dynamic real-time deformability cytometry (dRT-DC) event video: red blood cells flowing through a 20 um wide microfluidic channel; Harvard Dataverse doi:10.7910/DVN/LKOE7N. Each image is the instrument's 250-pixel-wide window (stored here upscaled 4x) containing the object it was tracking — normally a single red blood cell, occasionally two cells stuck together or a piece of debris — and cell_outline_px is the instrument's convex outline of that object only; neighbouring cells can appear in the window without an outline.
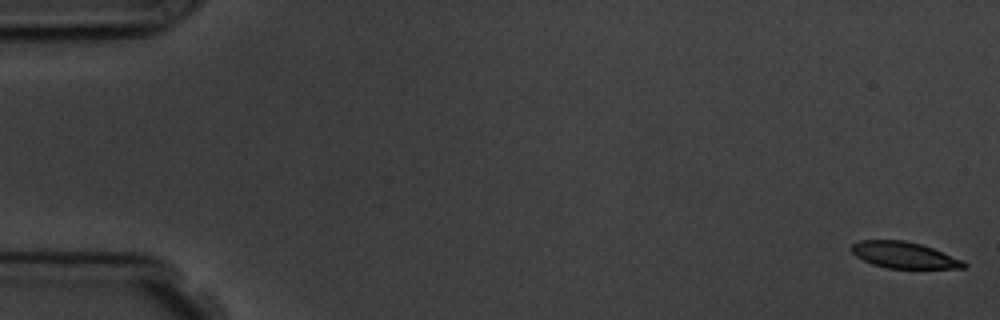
{"species": "common noctule bat (a hibernating species)", "species_latin": "Nyctalus noctula", "temperature_condition": "room temperature", "stored_images_in_passage": 5, "camera_frame_rate_fps": 3000, "um_per_image_px": 0.085, "animal": {"sex": "male", "body_mass_g": 19.5, "forearm_length_mm": 54.6}, "frame": {"image": 1, "passage_image": 1, "time_ms": 0.0, "image_size_px": [1000, 320], "cell_outline_px": [[968, 264], [964, 268], [888, 268], [872, 264], [856, 256], [848, 248], [852, 244], [860, 240], [904, 240], [920, 244], [932, 248], [964, 260]], "centroid_in_image_um": [76.83, 21.67], "position_along_channel_um": 8.2, "area_um2": 17.22}}
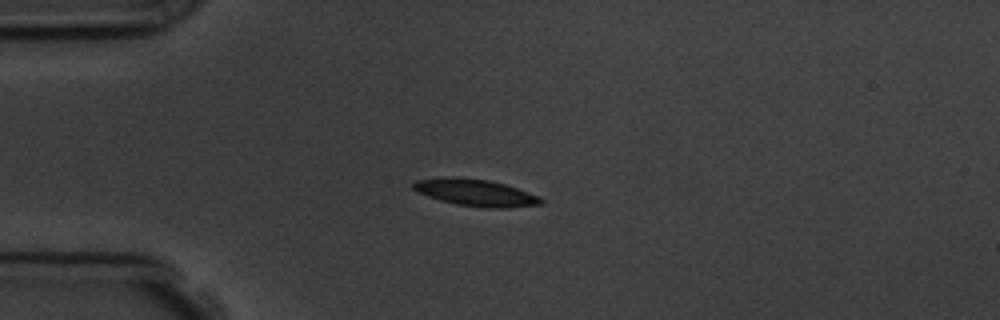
{"frame": {"image": 2, "passage_image": 4, "time_ms": 4.333, "image_size_px": [1000, 320], "cell_outline_px": [[544, 204], [508, 208], [484, 208], [456, 204], [440, 200], [416, 192], [412, 188], [412, 184], [416, 180], [444, 176], [456, 176], [488, 180], [504, 184], [540, 196], [544, 200]], "centroid_in_image_um": [40.41, 16.37], "position_along_channel_um": 44.6, "area_um2": 20.29}}